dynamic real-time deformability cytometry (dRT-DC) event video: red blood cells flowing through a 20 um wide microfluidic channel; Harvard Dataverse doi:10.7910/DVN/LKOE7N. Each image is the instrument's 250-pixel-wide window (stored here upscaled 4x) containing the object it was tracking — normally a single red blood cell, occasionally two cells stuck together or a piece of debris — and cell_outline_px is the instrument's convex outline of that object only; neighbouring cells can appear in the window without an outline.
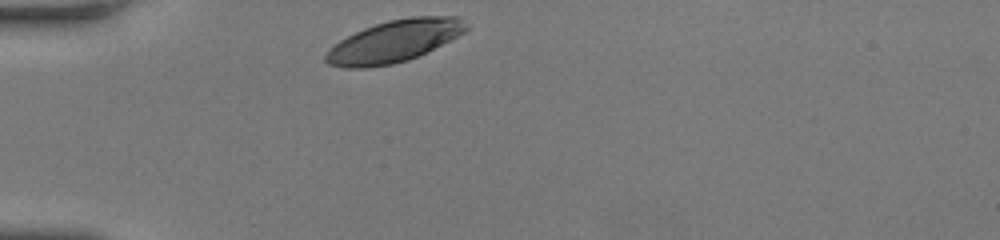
{"species": "human", "species_latin": "Homo sapiens", "temperature_condition": "room temperature", "stored_images_in_passage": 30, "camera_frame_rate_fps": 3000, "um_per_image_px": 0.085, "donor": {"sex": "female"}, "frame": {"image": 1, "passage_image": 1, "time_ms": 0.0, "image_size_px": [1000, 240], "cell_outline_px": [[468, 28], [464, 32], [408, 60], [392, 64], [364, 68], [344, 68], [328, 64], [324, 60], [324, 56], [328, 48], [340, 40], [364, 28], [388, 20], [412, 16], [456, 16], [468, 24]], "centroid_in_image_um": [33.45, 3.5], "position_along_channel_um": 51.6, "area_um2": 33.93}}
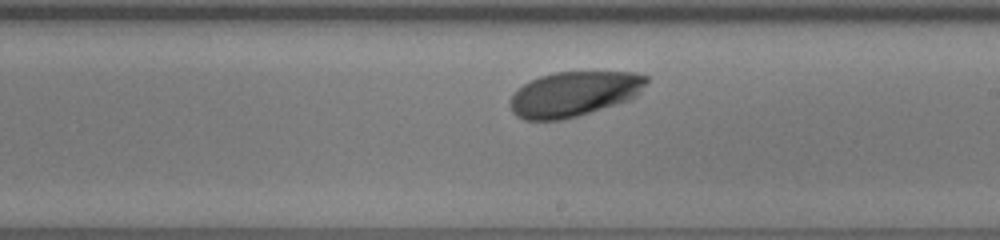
{"frame": {"image": 2, "passage_image": 18, "time_ms": 5.667, "image_size_px": [1000, 240], "cell_outline_px": [[648, 80], [636, 96], [628, 100], [616, 104], [576, 116], [560, 120], [524, 120], [516, 116], [512, 112], [508, 104], [512, 96], [524, 84], [540, 76], [556, 72], [636, 72], [648, 76]], "centroid_in_image_um": [48.78, 7.98], "position_along_channel_um": 240.2, "area_um2": 35.49}}
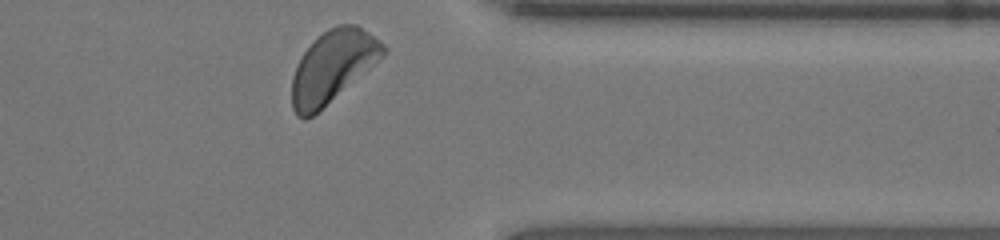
{"frame": {"image": 3, "passage_image": 30, "time_ms": 9.667, "image_size_px": [1000, 240], "cell_outline_px": [[388, 48], [384, 56], [312, 116], [304, 120], [296, 116], [292, 108], [292, 76], [296, 64], [312, 40], [328, 28], [336, 24], [356, 24], [380, 40]], "centroid_in_image_um": [28.26, 5.63], "position_along_channel_um": 383.1, "area_um2": 38.09}, "authors_computed_cell_mechanics": {"area_um2": 35.6915, "velocity_mm_per_s": 3.7246, "shape_relaxation_time_tau1_ms": 1.6624, "shape_relaxation_time_tau2_ms": null, "deformation_change_tau1": 0.1144, "deformation_change_tau2": null}}